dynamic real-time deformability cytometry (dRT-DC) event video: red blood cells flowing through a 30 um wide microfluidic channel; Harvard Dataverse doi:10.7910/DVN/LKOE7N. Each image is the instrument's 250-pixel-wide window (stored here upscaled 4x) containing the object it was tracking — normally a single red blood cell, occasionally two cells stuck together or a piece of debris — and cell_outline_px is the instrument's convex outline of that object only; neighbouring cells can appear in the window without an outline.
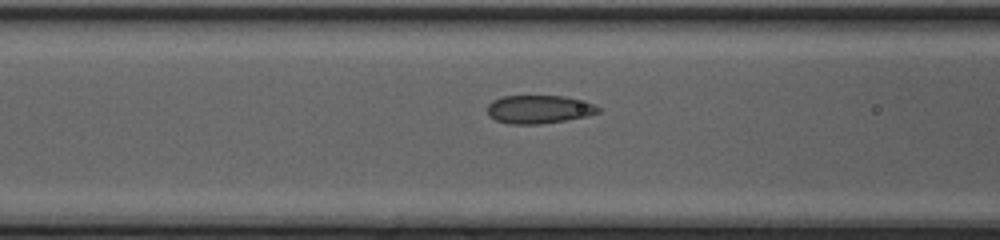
{"species": "common noctule bat (a hibernating species)", "species_latin": "Nyctalus noctula", "temperature_condition": "cold", "stored_images_in_passage": 27, "camera_frame_rate_fps": 3000, "um_per_image_px": 0.085, "animal": {"sex": "female", "body_mass_g": 20.0, "forearm_length_mm": 54.0}, "frame": {"image": 1, "passage_image": 8, "time_ms": 2.333, "image_size_px": [1000, 240], "cell_outline_px": [[600, 112], [588, 116], [540, 124], [508, 124], [496, 120], [488, 116], [488, 104], [492, 100], [504, 96], [564, 96], [592, 104], [600, 108]], "centroid_in_image_um": [45.77, 9.3], "position_along_channel_um": 120.8, "area_um2": 18.15}}
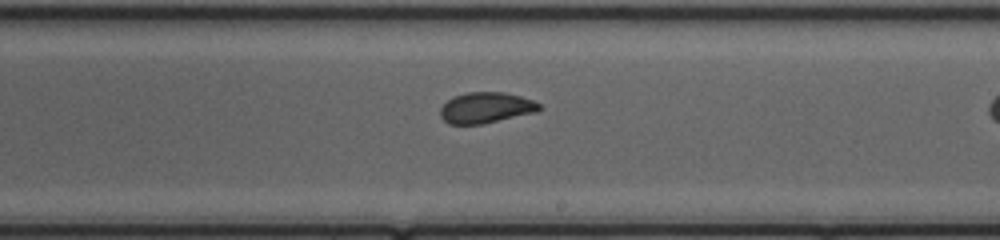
{"frame": {"image": 2, "passage_image": 17, "time_ms": 5.333, "image_size_px": [1000, 240], "cell_outline_px": [[544, 108], [540, 112], [484, 124], [448, 124], [440, 116], [440, 108], [448, 100], [456, 96], [468, 92], [504, 92], [520, 96], [532, 100], [540, 104]], "centroid_in_image_um": [41.37, 9.17], "position_along_channel_um": 247.6, "area_um2": 18.03}}
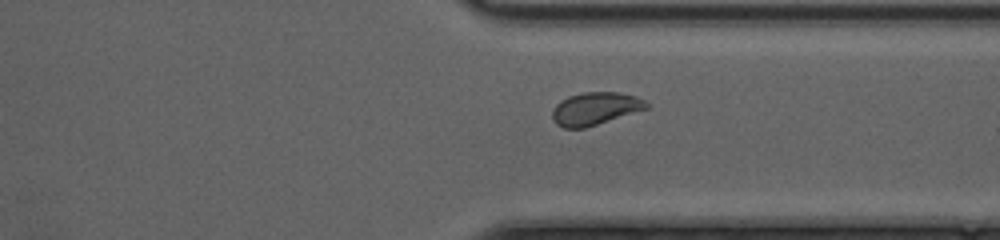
{"frame": {"image": 3, "passage_image": 25, "time_ms": 8.0, "image_size_px": [1000, 240], "cell_outline_px": [[648, 108], [584, 128], [564, 128], [556, 124], [552, 120], [552, 108], [560, 100], [568, 96], [584, 92], [620, 92], [636, 96], [644, 100], [648, 104]], "centroid_in_image_um": [50.55, 9.22], "position_along_channel_um": 360.9, "area_um2": 17.92}}